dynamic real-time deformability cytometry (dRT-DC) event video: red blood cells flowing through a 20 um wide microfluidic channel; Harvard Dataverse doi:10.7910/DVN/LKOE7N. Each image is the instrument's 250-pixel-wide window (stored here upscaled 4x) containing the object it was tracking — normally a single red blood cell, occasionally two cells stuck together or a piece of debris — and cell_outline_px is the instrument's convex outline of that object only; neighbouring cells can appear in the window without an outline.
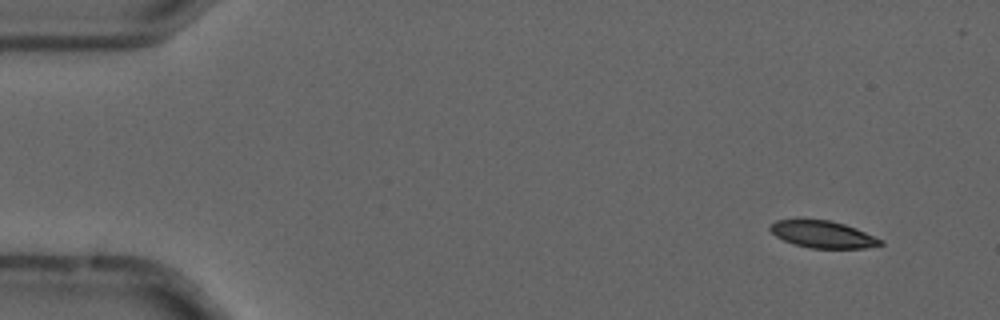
{"species": "common noctule bat (a hibernating species)", "species_latin": "Nyctalus noctula", "temperature_condition": "cold", "stored_images_in_passage": 7, "camera_frame_rate_fps": 3000, "um_per_image_px": 0.085, "animal": {"sex": "male", "forearm_length_mm": 52.5}, "frame": {"image": 1, "passage_image": 2, "time_ms": 0.333, "image_size_px": [1000, 320], "cell_outline_px": [[884, 244], [864, 248], [808, 248], [792, 244], [776, 236], [768, 228], [776, 220], [828, 220], [844, 224], [856, 228], [884, 240]], "centroid_in_image_um": [69.96, 19.93], "position_along_channel_um": 15.0, "area_um2": 17.28}}
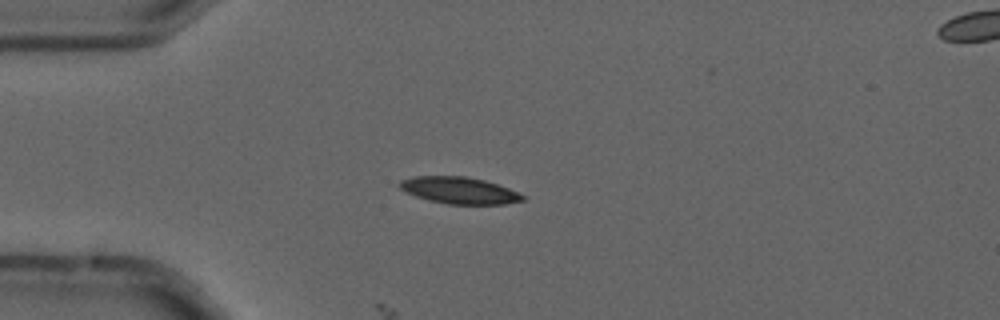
{"frame": {"image": 2, "passage_image": 5, "time_ms": 1.333, "image_size_px": [1000, 320], "cell_outline_px": [[524, 200], [504, 204], [448, 204], [428, 200], [416, 196], [400, 188], [396, 184], [400, 180], [416, 176], [464, 176], [484, 180], [508, 188], [524, 196]], "centroid_in_image_um": [39.0, 16.18], "position_along_channel_um": 46.0, "area_um2": 18.96}}